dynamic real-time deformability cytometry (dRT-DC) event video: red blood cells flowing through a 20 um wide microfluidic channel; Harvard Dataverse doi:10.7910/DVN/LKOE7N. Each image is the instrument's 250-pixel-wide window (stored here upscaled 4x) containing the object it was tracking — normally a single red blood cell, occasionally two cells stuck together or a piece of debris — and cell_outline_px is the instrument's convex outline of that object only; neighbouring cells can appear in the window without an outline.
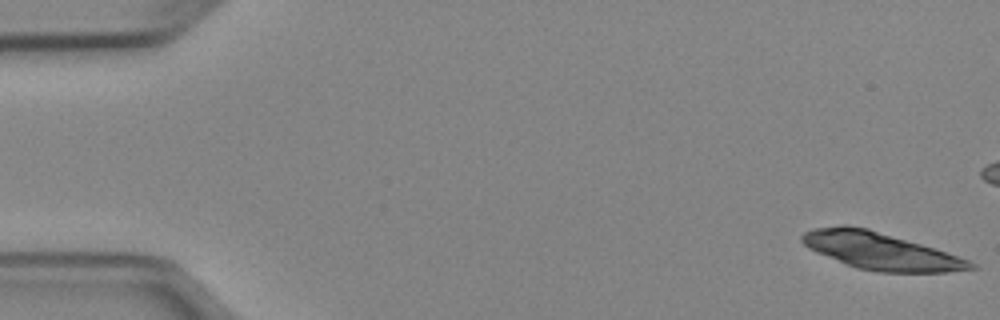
{"species": "Egyptian fruit bat (a non-hibernating species)", "species_latin": "Rousettus aegyptiacus", "temperature_condition": "cold", "stored_images_in_passage": 16, "camera_frame_rate_fps": 3000, "um_per_image_px": 0.085, "animal": {"sex": "female"}, "frame": {"image": 1, "passage_image": 1, "time_ms": 0.0, "image_size_px": [1000, 320], "cell_outline_px": [[980, 268], [944, 272], [880, 272], [856, 268], [816, 252], [808, 248], [800, 240], [800, 236], [804, 232], [812, 228], [840, 224], [848, 224], [868, 228], [920, 244], [968, 260], [976, 264]], "centroid_in_image_um": [74.76, 21.32], "position_along_channel_um": 10.2, "area_um2": 36.24}}